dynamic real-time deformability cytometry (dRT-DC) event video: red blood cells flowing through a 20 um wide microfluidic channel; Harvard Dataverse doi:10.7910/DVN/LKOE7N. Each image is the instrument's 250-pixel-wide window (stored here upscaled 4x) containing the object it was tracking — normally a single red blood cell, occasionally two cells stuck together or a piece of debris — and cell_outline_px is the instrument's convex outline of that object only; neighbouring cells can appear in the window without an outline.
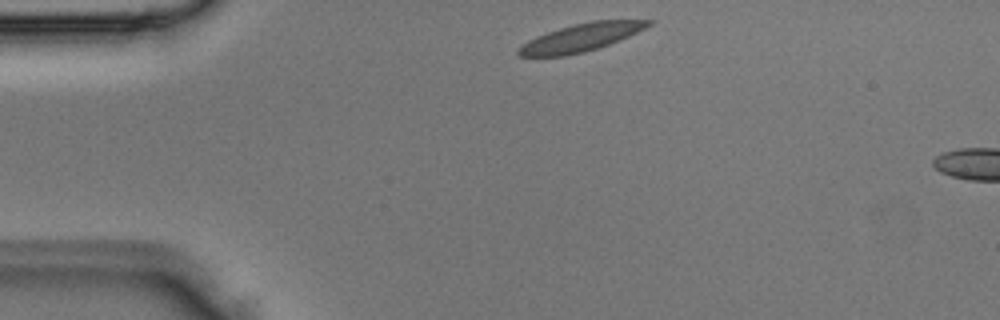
{"species": "Egyptian fruit bat (a non-hibernating species)", "species_latin": "Rousettus aegyptiacus", "temperature_condition": "room temperature", "stored_images_in_passage": 2, "camera_frame_rate_fps": 3000, "um_per_image_px": 0.085, "animal": {"sex": "male"}, "frame": {"image": 1, "passage_image": 1, "time_ms": 0.0, "image_size_px": [1000, 320], "cell_outline_px": [[656, 20], [652, 24], [628, 36], [608, 44], [584, 52], [564, 56], [520, 56], [516, 52], [528, 40], [536, 36], [560, 28], [592, 20]], "centroid_in_image_um": [49.39, 3.18], "position_along_channel_um": 35.6, "area_um2": 20.58}}